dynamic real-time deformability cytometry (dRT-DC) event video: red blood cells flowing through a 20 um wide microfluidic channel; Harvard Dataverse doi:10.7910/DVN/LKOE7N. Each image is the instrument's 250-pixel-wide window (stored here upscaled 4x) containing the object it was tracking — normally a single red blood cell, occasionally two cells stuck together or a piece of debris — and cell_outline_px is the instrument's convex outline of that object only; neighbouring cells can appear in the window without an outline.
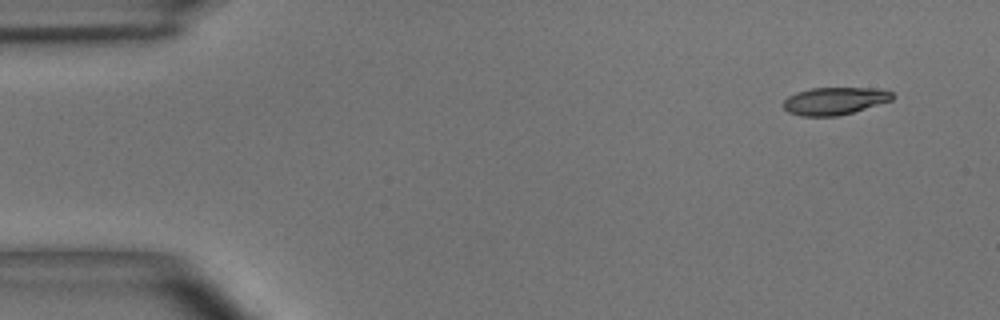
{"species": "common noctule bat (a hibernating species)", "species_latin": "Nyctalus noctula", "temperature_condition": "room temperature", "stored_images_in_passage": 3, "camera_frame_rate_fps": 3000, "um_per_image_px": 0.085, "animal": {"sex": "male", "body_mass_g": 15.6}, "frame": {"image": 1, "passage_image": 1, "time_ms": 0.0, "image_size_px": [1000, 320], "cell_outline_px": [[896, 96], [892, 100], [852, 112], [836, 116], [800, 116], [788, 112], [784, 108], [784, 100], [788, 96], [796, 92], [812, 88], [872, 88], [892, 92]], "centroid_in_image_um": [70.92, 8.58], "position_along_channel_um": 14.1, "area_um2": 17.34}}